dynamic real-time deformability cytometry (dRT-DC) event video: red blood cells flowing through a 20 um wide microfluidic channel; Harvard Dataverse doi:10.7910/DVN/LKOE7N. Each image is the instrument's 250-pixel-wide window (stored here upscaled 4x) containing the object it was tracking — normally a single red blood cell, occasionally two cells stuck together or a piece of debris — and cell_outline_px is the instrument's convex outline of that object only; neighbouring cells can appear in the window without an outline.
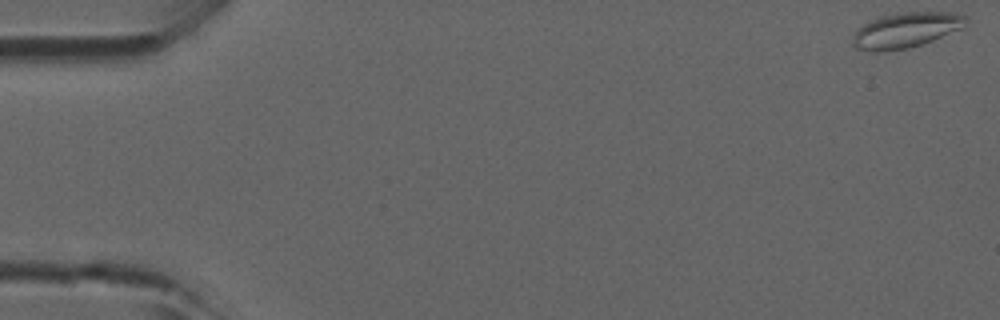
{"species": "common noctule bat (a hibernating species)", "species_latin": "Nyctalus noctula", "temperature_condition": "room temperature", "stored_images_in_passage": 5, "camera_frame_rate_fps": 3000, "um_per_image_px": 0.085, "animal": {"sex": "male", "forearm_length_mm": 52.5}, "frame": {"image": 1, "passage_image": 1, "time_ms": 0.0, "image_size_px": [1000, 320], "cell_outline_px": [[968, 24], [964, 28], [932, 40], [908, 48], [884, 52], [872, 52], [856, 48], [852, 44], [852, 36], [864, 24], [872, 20], [884, 16], [900, 12], [956, 12], [964, 16]], "centroid_in_image_um": [77.02, 2.57], "position_along_channel_um": 8.0, "area_um2": 23.24}}